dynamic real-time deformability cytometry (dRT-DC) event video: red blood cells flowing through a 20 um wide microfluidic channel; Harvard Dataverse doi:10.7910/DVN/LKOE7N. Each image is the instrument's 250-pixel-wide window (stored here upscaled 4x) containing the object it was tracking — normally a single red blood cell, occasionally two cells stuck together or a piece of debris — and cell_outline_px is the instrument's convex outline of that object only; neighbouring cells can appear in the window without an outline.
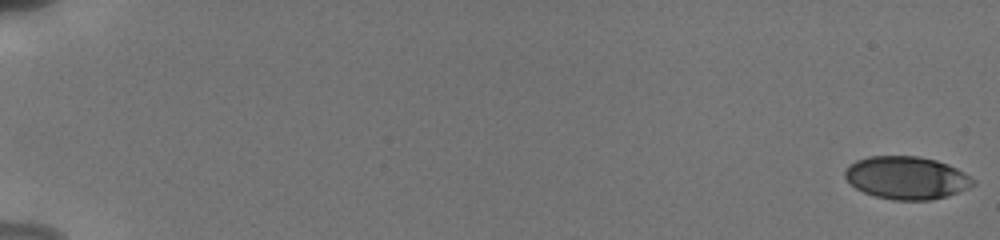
{"species": "human", "species_latin": "Homo sapiens", "temperature_condition": "cold", "stored_images_in_passage": 58, "camera_frame_rate_fps": 3000, "um_per_image_px": 0.085, "donor": {"sex": "male"}, "frame": {"image": 1, "passage_image": 1, "time_ms": 0.0, "image_size_px": [1000, 240], "cell_outline_px": [[976, 184], [968, 188], [932, 200], [892, 200], [876, 196], [864, 192], [856, 188], [844, 176], [844, 172], [848, 164], [856, 160], [868, 156], [920, 156], [936, 160], [948, 164], [964, 172], [976, 180]], "centroid_in_image_um": [77.05, 15.1], "position_along_channel_um": 7.9, "area_um2": 31.96}}
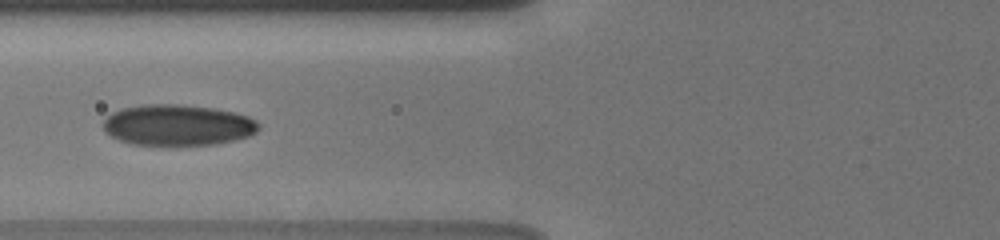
{"frame": {"image": 2, "passage_image": 24, "time_ms": 8.0, "image_size_px": [1000, 240], "cell_outline_px": [[260, 128], [256, 132], [248, 136], [216, 144], [132, 144], [120, 140], [112, 136], [104, 128], [104, 120], [112, 112], [120, 108], [144, 104], [176, 104], [216, 108], [236, 112], [248, 116], [256, 120], [260, 124]], "centroid_in_image_um": [15.14, 10.6], "position_along_channel_um": 110.7, "area_um2": 36.93}}
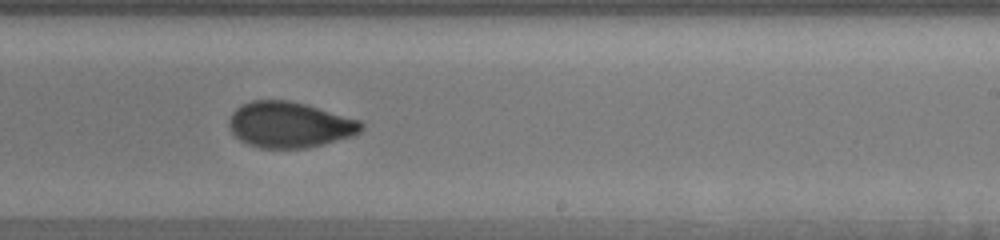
{"frame": {"image": 3, "passage_image": 36, "time_ms": 12.0, "image_size_px": [1000, 240], "cell_outline_px": [[364, 128], [360, 132], [352, 136], [324, 144], [308, 148], [260, 148], [248, 144], [240, 140], [232, 132], [228, 124], [232, 112], [240, 104], [252, 100], [288, 100], [304, 104], [360, 120], [364, 124]], "centroid_in_image_um": [24.61, 10.61], "position_along_channel_um": 264.4, "area_um2": 35.32}, "authors_computed_cell_mechanics": {"area_um2": 34.2176, "velocity_mm_per_s": 3.8474, "shape_relaxation_time_tau1_ms": 5.0547, "shape_relaxation_time_tau2_ms": 1.2559, "deformation_change_tau1": 0.1534, "deformation_change_tau2": 0.0591}}